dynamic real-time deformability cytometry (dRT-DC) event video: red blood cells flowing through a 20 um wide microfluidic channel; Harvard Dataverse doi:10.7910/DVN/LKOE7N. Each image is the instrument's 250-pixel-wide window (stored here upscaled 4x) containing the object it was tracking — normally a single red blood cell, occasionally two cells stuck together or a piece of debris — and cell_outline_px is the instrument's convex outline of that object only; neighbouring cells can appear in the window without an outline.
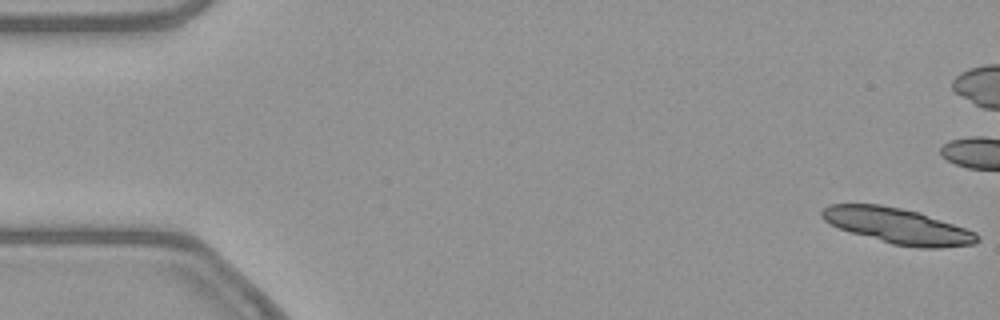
{"species": "common noctule bat (a hibernating species)", "species_latin": "Nyctalus noctula", "temperature_condition": "warm", "stored_images_in_passage": 2, "camera_frame_rate_fps": 3000, "um_per_image_px": 0.085, "animal": {"sex": "female", "body_mass_g": 21.9}, "frame": {"image": 1, "passage_image": 1, "time_ms": 0.0, "image_size_px": [1000, 320], "cell_outline_px": [[980, 240], [976, 244], [940, 248], [916, 248], [892, 244], [852, 232], [840, 228], [824, 220], [820, 216], [820, 212], [828, 204], [880, 204], [920, 212], [976, 232], [980, 236]], "centroid_in_image_um": [76.35, 19.21], "position_along_channel_um": 8.7, "area_um2": 32.19}}